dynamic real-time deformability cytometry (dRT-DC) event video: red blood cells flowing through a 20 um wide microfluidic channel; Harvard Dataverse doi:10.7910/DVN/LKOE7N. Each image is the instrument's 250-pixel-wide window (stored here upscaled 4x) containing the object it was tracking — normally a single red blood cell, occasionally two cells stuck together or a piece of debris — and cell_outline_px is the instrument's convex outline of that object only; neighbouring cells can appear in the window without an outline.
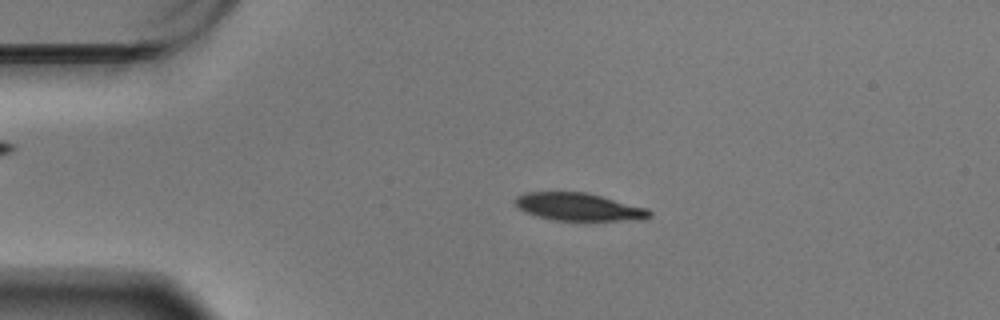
{"species": "Egyptian fruit bat (a non-hibernating species)", "species_latin": "Rousettus aegyptiacus", "temperature_condition": "warm", "stored_images_in_passage": 51, "camera_frame_rate_fps": 3000, "um_per_image_px": 0.085, "animal": {"sex": "male"}, "frame": {"image": 1, "passage_image": 5, "time_ms": 1.333, "image_size_px": [1000, 320], "cell_outline_px": [[652, 216], [644, 220], [556, 220], [536, 216], [520, 208], [512, 200], [516, 196], [524, 192], [584, 192], [648, 208], [652, 212]], "centroid_in_image_um": [49.21, 17.58], "position_along_channel_um": 35.8, "area_um2": 21.56}}
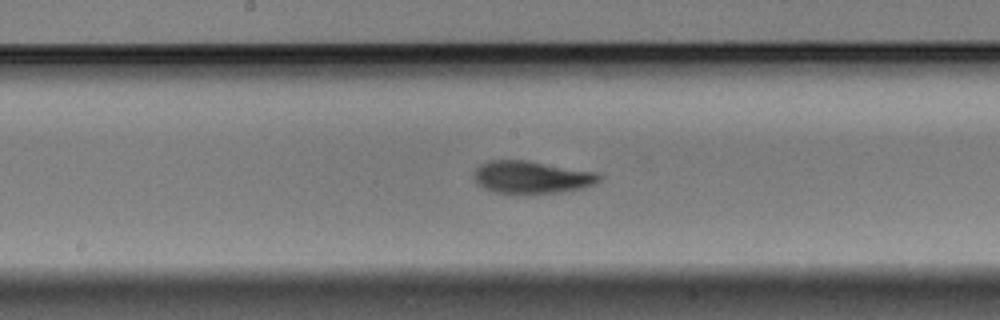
{"frame": {"image": 2, "passage_image": 23, "time_ms": 7.333, "image_size_px": [1000, 320], "cell_outline_px": [[604, 176], [600, 180], [584, 188], [560, 192], [528, 196], [512, 196], [492, 192], [476, 184], [472, 176], [476, 168], [480, 164], [488, 160], [524, 160], [600, 172]], "centroid_in_image_um": [45.16, 15.11], "position_along_channel_um": 203.0, "area_um2": 24.91}}
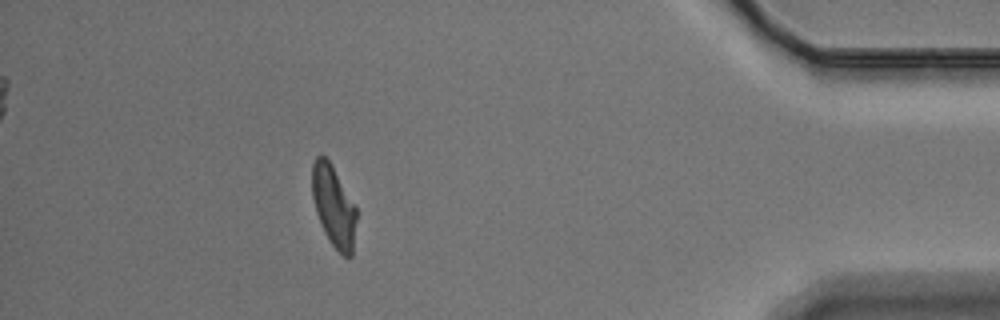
{"frame": {"image": 3, "passage_image": 45, "time_ms": 14.667, "image_size_px": [1000, 320], "cell_outline_px": [[356, 220], [352, 256], [348, 260], [332, 244], [324, 232], [316, 212], [312, 196], [312, 164], [316, 156], [320, 152], [332, 164], [356, 208]], "centroid_in_image_um": [28.35, 17.51], "position_along_channel_um": 406.9, "area_um2": 20.92}, "authors_computed_cell_mechanics": {"area_um2": 23.409, "velocity_mm_per_s": 3.4286, "shape_relaxation_time_tau1_ms": 3.218, "shape_relaxation_time_tau2_ms": 3.7652, "deformation_change_tau1": 0.1478, "deformation_change_tau2": 0.0885}}